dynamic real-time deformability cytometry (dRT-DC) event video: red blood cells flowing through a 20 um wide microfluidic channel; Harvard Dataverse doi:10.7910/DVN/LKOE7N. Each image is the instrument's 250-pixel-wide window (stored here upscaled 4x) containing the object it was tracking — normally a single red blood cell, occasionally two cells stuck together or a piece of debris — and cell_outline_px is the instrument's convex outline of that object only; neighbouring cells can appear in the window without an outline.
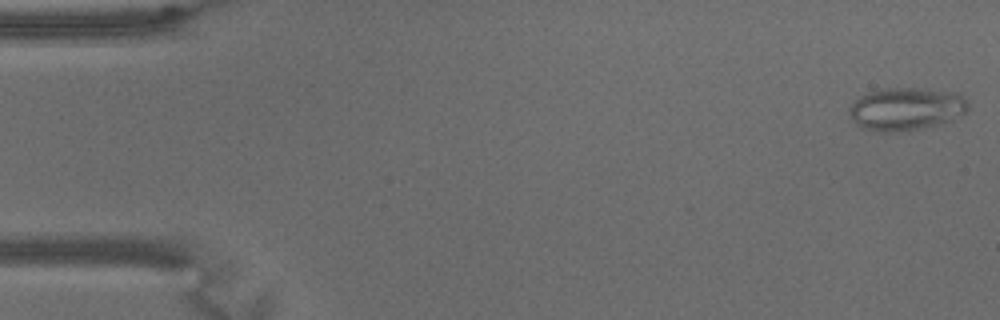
{"species": "common noctule bat (a hibernating species)", "species_latin": "Nyctalus noctula", "temperature_condition": "warm", "stored_images_in_passage": 19, "camera_frame_rate_fps": 3000, "um_per_image_px": 0.085, "animal": {"sex": "male", "body_mass_g": 15.6}, "frame": {"image": 1, "passage_image": 1, "time_ms": 0.0, "image_size_px": [1000, 320], "cell_outline_px": [[968, 108], [964, 112], [952, 120], [908, 132], [876, 132], [860, 128], [856, 124], [848, 112], [848, 108], [860, 96], [868, 92], [884, 88], [924, 88], [956, 92], [968, 104]], "centroid_in_image_um": [76.97, 9.27], "position_along_channel_um": 8.0, "area_um2": 29.88}}
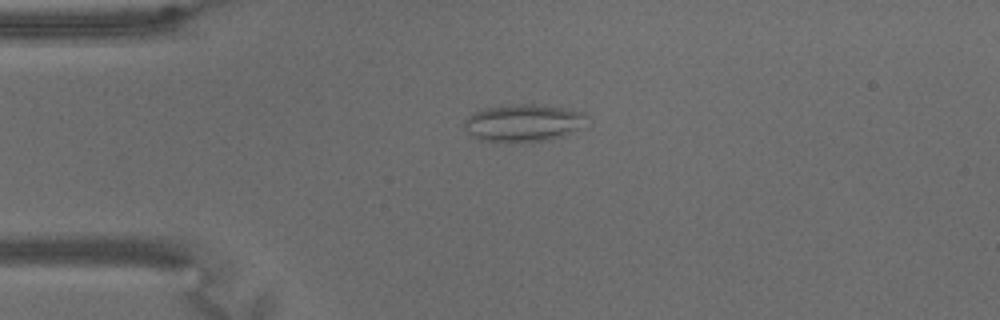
{"frame": {"image": 2, "passage_image": 15, "time_ms": 4.667, "image_size_px": [1000, 320], "cell_outline_px": [[592, 120], [564, 136], [548, 140], [480, 140], [472, 136], [464, 128], [464, 120], [472, 112], [488, 108], [512, 104], [536, 104], [584, 112]], "centroid_in_image_um": [44.52, 10.42], "position_along_channel_um": 40.5, "area_um2": 26.24}}